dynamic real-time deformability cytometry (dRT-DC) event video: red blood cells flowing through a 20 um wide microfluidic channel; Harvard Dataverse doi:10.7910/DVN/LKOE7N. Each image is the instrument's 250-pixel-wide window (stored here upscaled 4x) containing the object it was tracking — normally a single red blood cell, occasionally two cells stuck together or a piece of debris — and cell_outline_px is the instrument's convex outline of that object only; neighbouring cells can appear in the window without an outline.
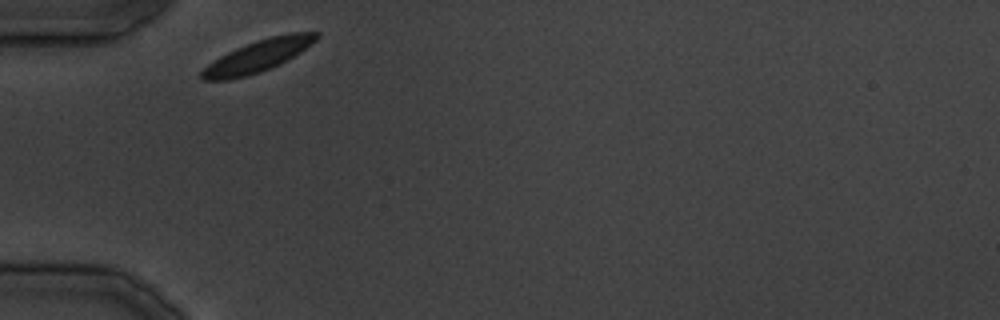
{"species": "common noctule bat (a hibernating species)", "species_latin": "Nyctalus noctula", "temperature_condition": "cold", "stored_images_in_passage": 23, "camera_frame_rate_fps": 3000, "um_per_image_px": 0.085, "animal": {"sex": "male", "body_mass_g": 19.5, "forearm_length_mm": 54.6}, "frame": {"image": 1, "passage_image": 1, "time_ms": 0.0, "image_size_px": [1000, 320], "cell_outline_px": [[320, 36], [312, 44], [300, 52], [280, 64], [260, 72], [228, 80], [204, 80], [200, 76], [200, 72], [208, 64], [220, 56], [236, 48], [256, 40], [272, 36], [292, 32], [320, 32]], "centroid_in_image_um": [21.94, 4.75], "position_along_channel_um": 63.1, "area_um2": 21.1}}
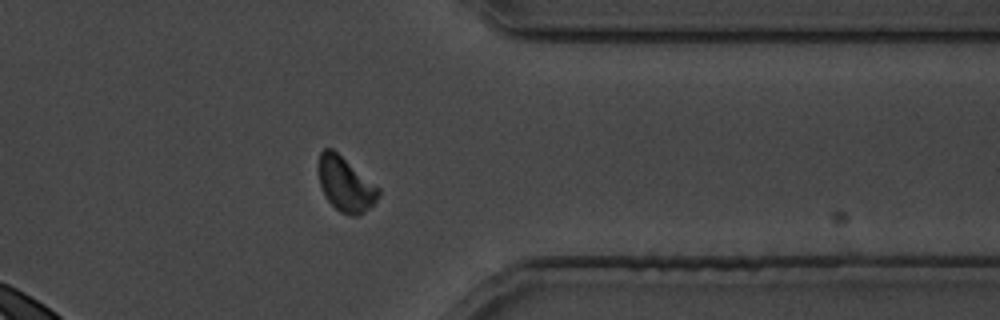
{"frame": {"image": 2, "passage_image": 17, "time_ms": 19.333, "image_size_px": [1000, 320], "cell_outline_px": [[380, 196], [364, 212], [356, 216], [352, 216], [340, 212], [324, 196], [320, 184], [320, 152], [324, 148], [332, 148], [380, 188]], "centroid_in_image_um": [29.39, 15.67], "position_along_channel_um": 382.0, "area_um2": 18.67}}
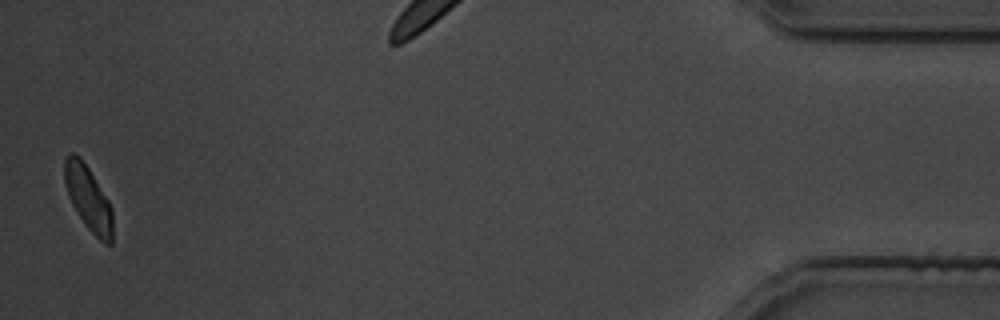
{"frame": {"image": 3, "passage_image": 23, "time_ms": 27.333, "image_size_px": [1000, 320], "cell_outline_px": [[112, 244], [104, 244], [88, 228], [72, 204], [68, 196], [64, 180], [64, 160], [68, 152], [72, 152], [80, 156], [88, 168], [108, 200], [112, 208]], "centroid_in_image_um": [7.49, 16.82], "position_along_channel_um": 427.7, "area_um2": 17.92}}